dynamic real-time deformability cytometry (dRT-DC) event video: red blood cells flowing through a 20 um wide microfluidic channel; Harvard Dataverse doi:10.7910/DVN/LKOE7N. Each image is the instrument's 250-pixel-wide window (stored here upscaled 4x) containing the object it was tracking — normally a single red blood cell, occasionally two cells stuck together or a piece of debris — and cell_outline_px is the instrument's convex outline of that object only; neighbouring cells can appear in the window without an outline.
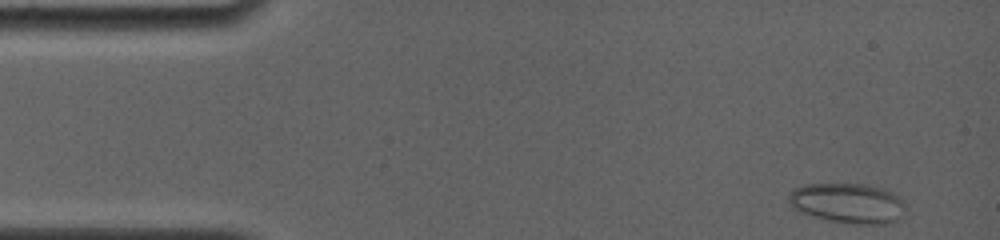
{"species": "common noctule bat (a hibernating species)", "species_latin": "Nyctalus noctula", "temperature_condition": "room temperature", "stored_images_in_passage": 18, "camera_frame_rate_fps": 4000, "um_per_image_px": 0.085, "animal": {"sex": "female", "body_mass_g": 19.0, "forearm_length_mm": 56.7}, "frame": {"image": 1, "passage_image": 1, "time_ms": 0.0, "image_size_px": [1000, 240], "cell_outline_px": [[904, 208], [900, 220], [884, 224], [856, 224], [828, 220], [800, 212], [792, 208], [788, 200], [788, 192], [804, 184], [864, 184], [880, 188], [892, 192], [904, 204]], "centroid_in_image_um": [72.03, 17.27], "position_along_channel_um": 13.0, "area_um2": 27.17}}
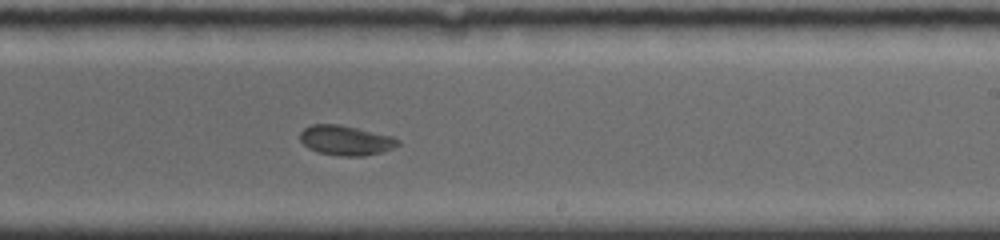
{"frame": {"image": 2, "passage_image": 10, "time_ms": 9.0, "image_size_px": [1000, 240], "cell_outline_px": [[400, 144], [392, 148], [380, 152], [364, 156], [336, 156], [320, 152], [308, 148], [300, 140], [300, 132], [304, 128], [312, 124], [340, 124], [392, 136], [400, 140]], "centroid_in_image_um": [29.38, 11.92], "position_along_channel_um": 259.6, "area_um2": 16.99}}
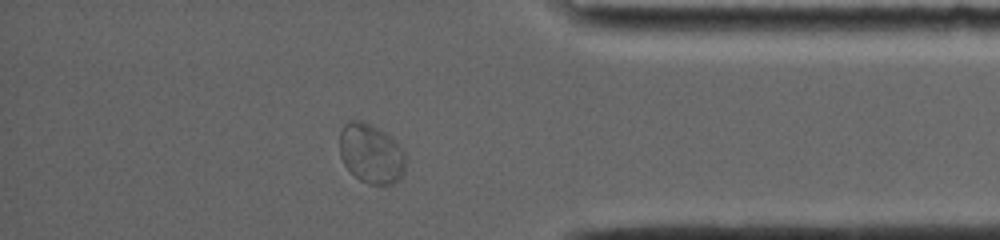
{"frame": {"image": 3, "passage_image": 16, "time_ms": 13.0, "image_size_px": [1000, 240], "cell_outline_px": [[404, 172], [400, 180], [392, 184], [368, 184], [360, 180], [344, 164], [340, 156], [340, 128], [348, 120], [360, 120], [384, 132], [404, 148]], "centroid_in_image_um": [31.54, 13.05], "position_along_channel_um": 403.7, "area_um2": 22.89}}